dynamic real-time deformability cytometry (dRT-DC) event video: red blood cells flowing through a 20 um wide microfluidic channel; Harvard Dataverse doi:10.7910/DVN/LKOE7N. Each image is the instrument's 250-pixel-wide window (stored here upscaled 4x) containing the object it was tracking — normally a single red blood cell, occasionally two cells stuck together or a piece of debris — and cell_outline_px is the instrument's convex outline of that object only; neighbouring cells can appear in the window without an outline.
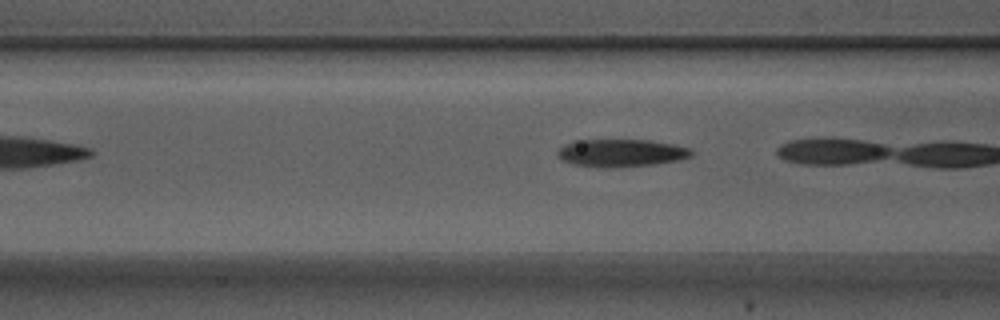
{"species": "Egyptian fruit bat (a non-hibernating species)", "species_latin": "Rousettus aegyptiacus", "temperature_condition": "warm", "stored_images_in_passage": 4, "camera_frame_rate_fps": 3000, "um_per_image_px": 0.085, "animal": {"sex": "male"}, "frame": {"image": 1, "passage_image": 4, "time_ms": 1.0, "image_size_px": [1000, 320], "cell_outline_px": [[692, 156], [680, 160], [656, 164], [620, 168], [600, 168], [572, 164], [560, 160], [556, 156], [556, 152], [564, 144], [572, 140], [652, 140], [676, 144], [692, 148]], "centroid_in_image_um": [52.79, 13.01], "position_along_channel_um": 113.8, "area_um2": 22.25}}